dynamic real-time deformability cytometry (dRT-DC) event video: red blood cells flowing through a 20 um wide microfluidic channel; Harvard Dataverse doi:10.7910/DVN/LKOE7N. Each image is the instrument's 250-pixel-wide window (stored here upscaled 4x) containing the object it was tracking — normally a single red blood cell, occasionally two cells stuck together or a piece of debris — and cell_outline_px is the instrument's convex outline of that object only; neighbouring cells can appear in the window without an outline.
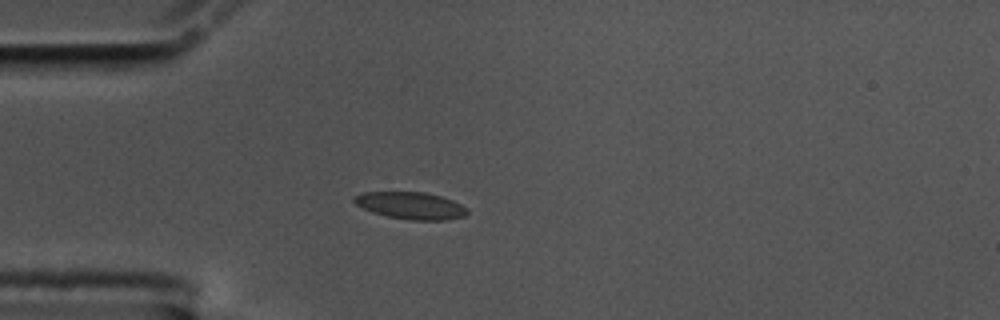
{"species": "common noctule bat (a hibernating species)", "species_latin": "Nyctalus noctula", "temperature_condition": "cold", "stored_images_in_passage": 43, "camera_frame_rate_fps": 3000, "um_per_image_px": 0.085, "animal": {"sex": "male", "body_mass_g": 17.5, "forearm_length_mm": 52.3}, "frame": {"image": 1, "passage_image": 4, "time_ms": 1.0, "image_size_px": [1000, 320], "cell_outline_px": [[468, 212], [464, 216], [448, 220], [408, 220], [388, 216], [372, 212], [356, 204], [352, 200], [356, 196], [364, 192], [424, 192], [440, 196], [452, 200], [468, 208]], "centroid_in_image_um": [34.94, 17.48], "position_along_channel_um": 50.1, "area_um2": 17.74}}
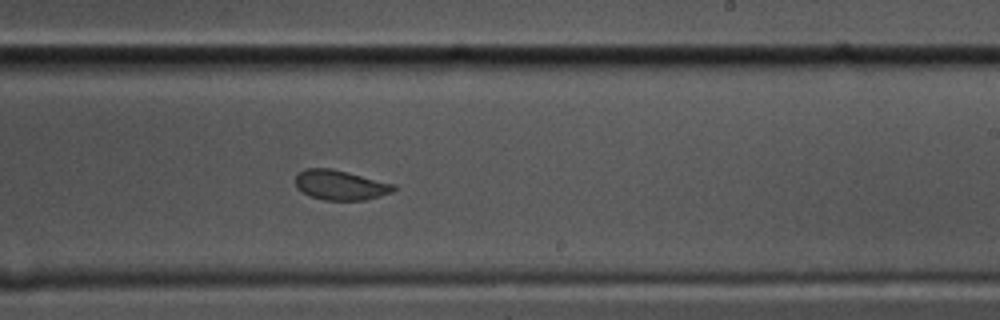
{"frame": {"image": 2, "passage_image": 23, "time_ms": 7.333, "image_size_px": [1000, 320], "cell_outline_px": [[396, 188], [392, 192], [380, 196], [364, 200], [324, 200], [312, 196], [296, 188], [296, 176], [304, 168], [332, 168], [396, 184]], "centroid_in_image_um": [28.95, 15.72], "position_along_channel_um": 260.0, "area_um2": 17.05}}
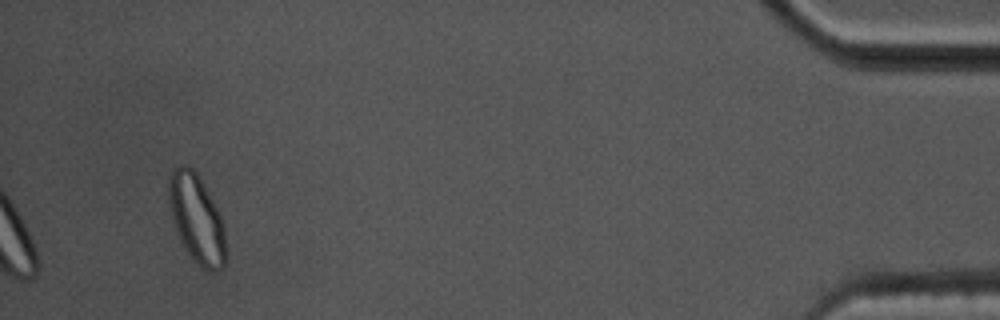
{"frame": {"image": 3, "passage_image": 43, "time_ms": 14.0, "image_size_px": [1000, 320], "cell_outline_px": [[224, 268], [216, 272], [208, 272], [188, 252], [176, 232], [172, 220], [168, 200], [168, 176], [172, 168], [180, 164], [188, 164], [196, 172], [216, 208], [224, 224]], "centroid_in_image_um": [16.67, 18.54], "position_along_channel_um": 418.5, "area_um2": 29.07}, "authors_computed_cell_mechanics": {"area_um2": 17.9758, "velocity_mm_per_s": 3.4923, "shape_relaxation_time_tau1_ms": null, "shape_relaxation_time_tau2_ms": 0.9515, "deformation_change_tau1": null, "deformation_change_tau2": 0.0491}}